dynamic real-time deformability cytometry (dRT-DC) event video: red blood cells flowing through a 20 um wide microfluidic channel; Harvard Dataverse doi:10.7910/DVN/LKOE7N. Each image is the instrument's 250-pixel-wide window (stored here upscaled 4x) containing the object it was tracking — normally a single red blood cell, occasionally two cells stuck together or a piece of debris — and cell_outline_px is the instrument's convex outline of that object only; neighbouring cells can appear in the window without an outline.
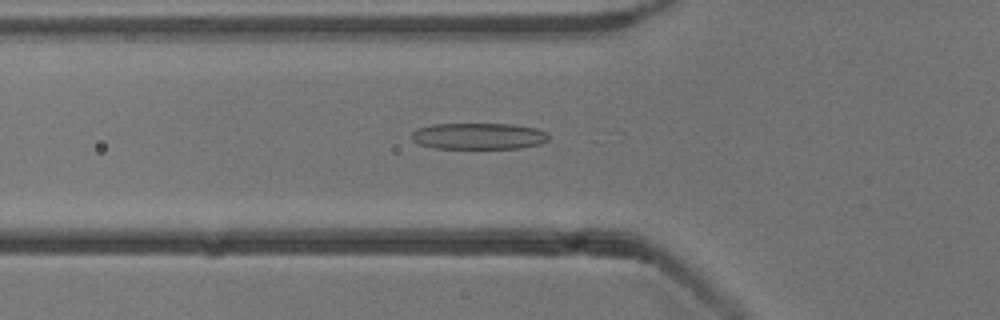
{"species": "common noctule bat (a hibernating species)", "species_latin": "Nyctalus noctula", "temperature_condition": "cold", "stored_images_in_passage": 37, "camera_frame_rate_fps": 3000, "um_per_image_px": 0.085, "animal": {"sex": "male", "body_mass_g": 13.3}, "frame": {"image": 1, "passage_image": 19, "time_ms": 6.0, "image_size_px": [1000, 320], "cell_outline_px": [[548, 140], [540, 144], [520, 148], [436, 148], [420, 144], [412, 140], [412, 132], [416, 128], [432, 124], [512, 124], [536, 128], [548, 132]], "centroid_in_image_um": [40.69, 11.56], "position_along_channel_um": 85.1, "area_um2": 21.1}}